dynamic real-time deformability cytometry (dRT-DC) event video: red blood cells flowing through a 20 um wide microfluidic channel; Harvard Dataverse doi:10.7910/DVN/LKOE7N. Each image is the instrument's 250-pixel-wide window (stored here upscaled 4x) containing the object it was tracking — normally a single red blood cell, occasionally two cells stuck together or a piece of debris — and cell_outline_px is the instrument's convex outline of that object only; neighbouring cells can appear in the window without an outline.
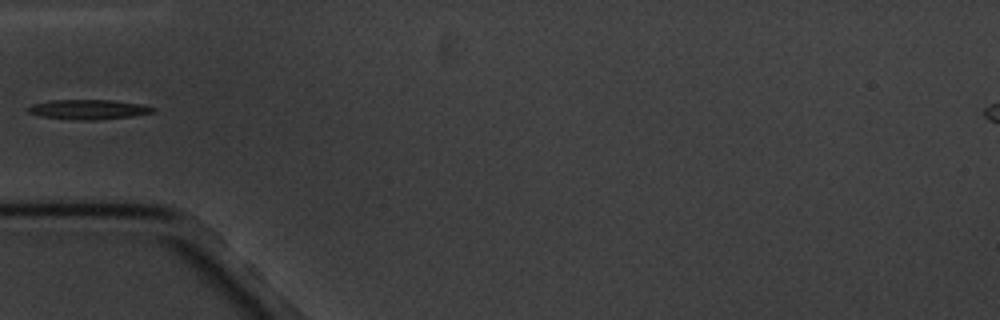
{"species": "common noctule bat (a hibernating species)", "species_latin": "Nyctalus noctula", "temperature_condition": "cold", "stored_images_in_passage": 2, "camera_frame_rate_fps": 3000, "um_per_image_px": 0.085, "animal": {"sex": "male", "body_mass_g": 20.1, "forearm_length_mm": 53.5}, "frame": {"image": 1, "passage_image": 2, "time_ms": 1.0, "image_size_px": [1000, 320], "cell_outline_px": [[156, 112], [132, 116], [96, 120], [72, 120], [40, 116], [28, 112], [24, 108], [32, 104], [48, 100], [112, 100], [140, 104], [156, 108]], "centroid_in_image_um": [7.47, 9.3], "position_along_channel_um": 77.5, "area_um2": 14.57}}